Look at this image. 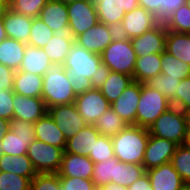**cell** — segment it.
I'll return each mask as SVG.
<instances>
[{
	"label": "cell",
	"instance_id": "cell-9",
	"mask_svg": "<svg viewBox=\"0 0 190 190\" xmlns=\"http://www.w3.org/2000/svg\"><path fill=\"white\" fill-rule=\"evenodd\" d=\"M74 104L83 120L90 125H94L97 119L111 107L98 87L77 95Z\"/></svg>",
	"mask_w": 190,
	"mask_h": 190
},
{
	"label": "cell",
	"instance_id": "cell-58",
	"mask_svg": "<svg viewBox=\"0 0 190 190\" xmlns=\"http://www.w3.org/2000/svg\"><path fill=\"white\" fill-rule=\"evenodd\" d=\"M179 190H190V182H185Z\"/></svg>",
	"mask_w": 190,
	"mask_h": 190
},
{
	"label": "cell",
	"instance_id": "cell-25",
	"mask_svg": "<svg viewBox=\"0 0 190 190\" xmlns=\"http://www.w3.org/2000/svg\"><path fill=\"white\" fill-rule=\"evenodd\" d=\"M34 131L35 139L65 150L64 134L48 112L34 123Z\"/></svg>",
	"mask_w": 190,
	"mask_h": 190
},
{
	"label": "cell",
	"instance_id": "cell-3",
	"mask_svg": "<svg viewBox=\"0 0 190 190\" xmlns=\"http://www.w3.org/2000/svg\"><path fill=\"white\" fill-rule=\"evenodd\" d=\"M41 98L47 108L74 103L76 95L67 78V70L62 64H51L43 75Z\"/></svg>",
	"mask_w": 190,
	"mask_h": 190
},
{
	"label": "cell",
	"instance_id": "cell-40",
	"mask_svg": "<svg viewBox=\"0 0 190 190\" xmlns=\"http://www.w3.org/2000/svg\"><path fill=\"white\" fill-rule=\"evenodd\" d=\"M171 163L184 182H190V149L185 145H178Z\"/></svg>",
	"mask_w": 190,
	"mask_h": 190
},
{
	"label": "cell",
	"instance_id": "cell-41",
	"mask_svg": "<svg viewBox=\"0 0 190 190\" xmlns=\"http://www.w3.org/2000/svg\"><path fill=\"white\" fill-rule=\"evenodd\" d=\"M115 157L113 143L111 137L101 135L93 147V152H90L89 158L94 162H104Z\"/></svg>",
	"mask_w": 190,
	"mask_h": 190
},
{
	"label": "cell",
	"instance_id": "cell-28",
	"mask_svg": "<svg viewBox=\"0 0 190 190\" xmlns=\"http://www.w3.org/2000/svg\"><path fill=\"white\" fill-rule=\"evenodd\" d=\"M51 64L53 63H51L43 48L27 45L19 71L43 76Z\"/></svg>",
	"mask_w": 190,
	"mask_h": 190
},
{
	"label": "cell",
	"instance_id": "cell-34",
	"mask_svg": "<svg viewBox=\"0 0 190 190\" xmlns=\"http://www.w3.org/2000/svg\"><path fill=\"white\" fill-rule=\"evenodd\" d=\"M146 173V169L143 165L124 163L118 161L115 164L114 178L112 182L124 187H129L134 181L139 179Z\"/></svg>",
	"mask_w": 190,
	"mask_h": 190
},
{
	"label": "cell",
	"instance_id": "cell-7",
	"mask_svg": "<svg viewBox=\"0 0 190 190\" xmlns=\"http://www.w3.org/2000/svg\"><path fill=\"white\" fill-rule=\"evenodd\" d=\"M34 139V123L13 118L10 120V130L1 140V150L4 154L12 156L27 154L28 147Z\"/></svg>",
	"mask_w": 190,
	"mask_h": 190
},
{
	"label": "cell",
	"instance_id": "cell-6",
	"mask_svg": "<svg viewBox=\"0 0 190 190\" xmlns=\"http://www.w3.org/2000/svg\"><path fill=\"white\" fill-rule=\"evenodd\" d=\"M100 55L105 70L133 77L137 56L130 39L112 41Z\"/></svg>",
	"mask_w": 190,
	"mask_h": 190
},
{
	"label": "cell",
	"instance_id": "cell-29",
	"mask_svg": "<svg viewBox=\"0 0 190 190\" xmlns=\"http://www.w3.org/2000/svg\"><path fill=\"white\" fill-rule=\"evenodd\" d=\"M27 44L12 38H5L0 42V63L13 69L19 70L24 58Z\"/></svg>",
	"mask_w": 190,
	"mask_h": 190
},
{
	"label": "cell",
	"instance_id": "cell-20",
	"mask_svg": "<svg viewBox=\"0 0 190 190\" xmlns=\"http://www.w3.org/2000/svg\"><path fill=\"white\" fill-rule=\"evenodd\" d=\"M112 42L108 25L98 22L95 26L76 37L75 43L85 50L101 54Z\"/></svg>",
	"mask_w": 190,
	"mask_h": 190
},
{
	"label": "cell",
	"instance_id": "cell-15",
	"mask_svg": "<svg viewBox=\"0 0 190 190\" xmlns=\"http://www.w3.org/2000/svg\"><path fill=\"white\" fill-rule=\"evenodd\" d=\"M160 21L151 12L138 6L128 13H125L122 24L126 29L129 39L141 36L147 30L155 27Z\"/></svg>",
	"mask_w": 190,
	"mask_h": 190
},
{
	"label": "cell",
	"instance_id": "cell-38",
	"mask_svg": "<svg viewBox=\"0 0 190 190\" xmlns=\"http://www.w3.org/2000/svg\"><path fill=\"white\" fill-rule=\"evenodd\" d=\"M118 161L119 160L116 157H113L109 160L106 159L104 162L94 163V170L91 180L97 189L107 183L112 182V178H114L115 164Z\"/></svg>",
	"mask_w": 190,
	"mask_h": 190
},
{
	"label": "cell",
	"instance_id": "cell-32",
	"mask_svg": "<svg viewBox=\"0 0 190 190\" xmlns=\"http://www.w3.org/2000/svg\"><path fill=\"white\" fill-rule=\"evenodd\" d=\"M165 51L190 65V34L167 30Z\"/></svg>",
	"mask_w": 190,
	"mask_h": 190
},
{
	"label": "cell",
	"instance_id": "cell-37",
	"mask_svg": "<svg viewBox=\"0 0 190 190\" xmlns=\"http://www.w3.org/2000/svg\"><path fill=\"white\" fill-rule=\"evenodd\" d=\"M163 23L168 31L190 34V9L186 4L180 6Z\"/></svg>",
	"mask_w": 190,
	"mask_h": 190
},
{
	"label": "cell",
	"instance_id": "cell-14",
	"mask_svg": "<svg viewBox=\"0 0 190 190\" xmlns=\"http://www.w3.org/2000/svg\"><path fill=\"white\" fill-rule=\"evenodd\" d=\"M141 96V83L133 81L119 96L111 103L113 110L128 124L135 125L136 112Z\"/></svg>",
	"mask_w": 190,
	"mask_h": 190
},
{
	"label": "cell",
	"instance_id": "cell-54",
	"mask_svg": "<svg viewBox=\"0 0 190 190\" xmlns=\"http://www.w3.org/2000/svg\"><path fill=\"white\" fill-rule=\"evenodd\" d=\"M97 190H128V187H124V186L115 184L113 182H110L99 187Z\"/></svg>",
	"mask_w": 190,
	"mask_h": 190
},
{
	"label": "cell",
	"instance_id": "cell-5",
	"mask_svg": "<svg viewBox=\"0 0 190 190\" xmlns=\"http://www.w3.org/2000/svg\"><path fill=\"white\" fill-rule=\"evenodd\" d=\"M170 107V101L162 93L141 83L135 125L148 129Z\"/></svg>",
	"mask_w": 190,
	"mask_h": 190
},
{
	"label": "cell",
	"instance_id": "cell-11",
	"mask_svg": "<svg viewBox=\"0 0 190 190\" xmlns=\"http://www.w3.org/2000/svg\"><path fill=\"white\" fill-rule=\"evenodd\" d=\"M167 29L163 22L147 30L144 34L134 37L131 40L137 57L149 54H161L165 51Z\"/></svg>",
	"mask_w": 190,
	"mask_h": 190
},
{
	"label": "cell",
	"instance_id": "cell-31",
	"mask_svg": "<svg viewBox=\"0 0 190 190\" xmlns=\"http://www.w3.org/2000/svg\"><path fill=\"white\" fill-rule=\"evenodd\" d=\"M161 54H149L137 57L133 73V80L139 83L161 74Z\"/></svg>",
	"mask_w": 190,
	"mask_h": 190
},
{
	"label": "cell",
	"instance_id": "cell-18",
	"mask_svg": "<svg viewBox=\"0 0 190 190\" xmlns=\"http://www.w3.org/2000/svg\"><path fill=\"white\" fill-rule=\"evenodd\" d=\"M138 6V0H101L95 5L99 22L107 25L122 22L125 13Z\"/></svg>",
	"mask_w": 190,
	"mask_h": 190
},
{
	"label": "cell",
	"instance_id": "cell-24",
	"mask_svg": "<svg viewBox=\"0 0 190 190\" xmlns=\"http://www.w3.org/2000/svg\"><path fill=\"white\" fill-rule=\"evenodd\" d=\"M133 81V77L130 75L105 70L98 88L111 104Z\"/></svg>",
	"mask_w": 190,
	"mask_h": 190
},
{
	"label": "cell",
	"instance_id": "cell-8",
	"mask_svg": "<svg viewBox=\"0 0 190 190\" xmlns=\"http://www.w3.org/2000/svg\"><path fill=\"white\" fill-rule=\"evenodd\" d=\"M64 150L34 139L29 145L27 156L31 160L37 174L57 173L61 166Z\"/></svg>",
	"mask_w": 190,
	"mask_h": 190
},
{
	"label": "cell",
	"instance_id": "cell-52",
	"mask_svg": "<svg viewBox=\"0 0 190 190\" xmlns=\"http://www.w3.org/2000/svg\"><path fill=\"white\" fill-rule=\"evenodd\" d=\"M128 190H153L150 178L145 173L143 176H141L139 179L134 181L129 187Z\"/></svg>",
	"mask_w": 190,
	"mask_h": 190
},
{
	"label": "cell",
	"instance_id": "cell-43",
	"mask_svg": "<svg viewBox=\"0 0 190 190\" xmlns=\"http://www.w3.org/2000/svg\"><path fill=\"white\" fill-rule=\"evenodd\" d=\"M32 179L0 171V190H30Z\"/></svg>",
	"mask_w": 190,
	"mask_h": 190
},
{
	"label": "cell",
	"instance_id": "cell-44",
	"mask_svg": "<svg viewBox=\"0 0 190 190\" xmlns=\"http://www.w3.org/2000/svg\"><path fill=\"white\" fill-rule=\"evenodd\" d=\"M31 190H62L57 173L36 174L31 180Z\"/></svg>",
	"mask_w": 190,
	"mask_h": 190
},
{
	"label": "cell",
	"instance_id": "cell-55",
	"mask_svg": "<svg viewBox=\"0 0 190 190\" xmlns=\"http://www.w3.org/2000/svg\"><path fill=\"white\" fill-rule=\"evenodd\" d=\"M7 38L2 18L0 17V42Z\"/></svg>",
	"mask_w": 190,
	"mask_h": 190
},
{
	"label": "cell",
	"instance_id": "cell-51",
	"mask_svg": "<svg viewBox=\"0 0 190 190\" xmlns=\"http://www.w3.org/2000/svg\"><path fill=\"white\" fill-rule=\"evenodd\" d=\"M138 4L145 10L153 13L160 21V6L162 0H138Z\"/></svg>",
	"mask_w": 190,
	"mask_h": 190
},
{
	"label": "cell",
	"instance_id": "cell-22",
	"mask_svg": "<svg viewBox=\"0 0 190 190\" xmlns=\"http://www.w3.org/2000/svg\"><path fill=\"white\" fill-rule=\"evenodd\" d=\"M6 35L27 44L29 42L31 25L33 18L13 12L11 9H6L1 17Z\"/></svg>",
	"mask_w": 190,
	"mask_h": 190
},
{
	"label": "cell",
	"instance_id": "cell-53",
	"mask_svg": "<svg viewBox=\"0 0 190 190\" xmlns=\"http://www.w3.org/2000/svg\"><path fill=\"white\" fill-rule=\"evenodd\" d=\"M9 130H10V121L4 118H0V141Z\"/></svg>",
	"mask_w": 190,
	"mask_h": 190
},
{
	"label": "cell",
	"instance_id": "cell-1",
	"mask_svg": "<svg viewBox=\"0 0 190 190\" xmlns=\"http://www.w3.org/2000/svg\"><path fill=\"white\" fill-rule=\"evenodd\" d=\"M63 67L76 96L98 87L105 71L100 54L89 52L75 42Z\"/></svg>",
	"mask_w": 190,
	"mask_h": 190
},
{
	"label": "cell",
	"instance_id": "cell-12",
	"mask_svg": "<svg viewBox=\"0 0 190 190\" xmlns=\"http://www.w3.org/2000/svg\"><path fill=\"white\" fill-rule=\"evenodd\" d=\"M48 113L63 132L66 140L77 134L87 125L77 111L74 103L50 107L48 108Z\"/></svg>",
	"mask_w": 190,
	"mask_h": 190
},
{
	"label": "cell",
	"instance_id": "cell-36",
	"mask_svg": "<svg viewBox=\"0 0 190 190\" xmlns=\"http://www.w3.org/2000/svg\"><path fill=\"white\" fill-rule=\"evenodd\" d=\"M180 81L181 80L177 78L166 77L165 74L161 73L155 77L149 78L144 83L148 87L162 93L170 101L171 105L175 107V93L177 92V88L180 85Z\"/></svg>",
	"mask_w": 190,
	"mask_h": 190
},
{
	"label": "cell",
	"instance_id": "cell-27",
	"mask_svg": "<svg viewBox=\"0 0 190 190\" xmlns=\"http://www.w3.org/2000/svg\"><path fill=\"white\" fill-rule=\"evenodd\" d=\"M43 76L29 72L15 71L13 92L20 96L41 98Z\"/></svg>",
	"mask_w": 190,
	"mask_h": 190
},
{
	"label": "cell",
	"instance_id": "cell-50",
	"mask_svg": "<svg viewBox=\"0 0 190 190\" xmlns=\"http://www.w3.org/2000/svg\"><path fill=\"white\" fill-rule=\"evenodd\" d=\"M108 29L110 32V36L112 41H126L129 40V37L126 33V29L124 28L122 22H117L108 25Z\"/></svg>",
	"mask_w": 190,
	"mask_h": 190
},
{
	"label": "cell",
	"instance_id": "cell-42",
	"mask_svg": "<svg viewBox=\"0 0 190 190\" xmlns=\"http://www.w3.org/2000/svg\"><path fill=\"white\" fill-rule=\"evenodd\" d=\"M48 1L49 0H12L9 9L18 14L36 18Z\"/></svg>",
	"mask_w": 190,
	"mask_h": 190
},
{
	"label": "cell",
	"instance_id": "cell-30",
	"mask_svg": "<svg viewBox=\"0 0 190 190\" xmlns=\"http://www.w3.org/2000/svg\"><path fill=\"white\" fill-rule=\"evenodd\" d=\"M0 171L11 172L27 178H33L37 174L27 154L20 156L2 154L0 156Z\"/></svg>",
	"mask_w": 190,
	"mask_h": 190
},
{
	"label": "cell",
	"instance_id": "cell-61",
	"mask_svg": "<svg viewBox=\"0 0 190 190\" xmlns=\"http://www.w3.org/2000/svg\"><path fill=\"white\" fill-rule=\"evenodd\" d=\"M5 10H6V8L2 4H0V17L3 16Z\"/></svg>",
	"mask_w": 190,
	"mask_h": 190
},
{
	"label": "cell",
	"instance_id": "cell-13",
	"mask_svg": "<svg viewBox=\"0 0 190 190\" xmlns=\"http://www.w3.org/2000/svg\"><path fill=\"white\" fill-rule=\"evenodd\" d=\"M178 144L149 134L142 165L146 170L171 162Z\"/></svg>",
	"mask_w": 190,
	"mask_h": 190
},
{
	"label": "cell",
	"instance_id": "cell-17",
	"mask_svg": "<svg viewBox=\"0 0 190 190\" xmlns=\"http://www.w3.org/2000/svg\"><path fill=\"white\" fill-rule=\"evenodd\" d=\"M47 112L48 108L42 98L14 95L13 118L35 123Z\"/></svg>",
	"mask_w": 190,
	"mask_h": 190
},
{
	"label": "cell",
	"instance_id": "cell-2",
	"mask_svg": "<svg viewBox=\"0 0 190 190\" xmlns=\"http://www.w3.org/2000/svg\"><path fill=\"white\" fill-rule=\"evenodd\" d=\"M115 157L124 163L142 165L149 140V130L137 125H128L111 137Z\"/></svg>",
	"mask_w": 190,
	"mask_h": 190
},
{
	"label": "cell",
	"instance_id": "cell-21",
	"mask_svg": "<svg viewBox=\"0 0 190 190\" xmlns=\"http://www.w3.org/2000/svg\"><path fill=\"white\" fill-rule=\"evenodd\" d=\"M153 190H179L185 183L171 162L146 170Z\"/></svg>",
	"mask_w": 190,
	"mask_h": 190
},
{
	"label": "cell",
	"instance_id": "cell-33",
	"mask_svg": "<svg viewBox=\"0 0 190 190\" xmlns=\"http://www.w3.org/2000/svg\"><path fill=\"white\" fill-rule=\"evenodd\" d=\"M95 128L99 131L100 135L113 137L120 131L124 130L128 124L109 107L94 123Z\"/></svg>",
	"mask_w": 190,
	"mask_h": 190
},
{
	"label": "cell",
	"instance_id": "cell-46",
	"mask_svg": "<svg viewBox=\"0 0 190 190\" xmlns=\"http://www.w3.org/2000/svg\"><path fill=\"white\" fill-rule=\"evenodd\" d=\"M175 107L182 111L190 107V77L180 81L175 93Z\"/></svg>",
	"mask_w": 190,
	"mask_h": 190
},
{
	"label": "cell",
	"instance_id": "cell-4",
	"mask_svg": "<svg viewBox=\"0 0 190 190\" xmlns=\"http://www.w3.org/2000/svg\"><path fill=\"white\" fill-rule=\"evenodd\" d=\"M148 130L150 135L171 140L178 145L185 143L189 131L184 112L173 106L161 114Z\"/></svg>",
	"mask_w": 190,
	"mask_h": 190
},
{
	"label": "cell",
	"instance_id": "cell-59",
	"mask_svg": "<svg viewBox=\"0 0 190 190\" xmlns=\"http://www.w3.org/2000/svg\"><path fill=\"white\" fill-rule=\"evenodd\" d=\"M184 144L190 149V131H188V135Z\"/></svg>",
	"mask_w": 190,
	"mask_h": 190
},
{
	"label": "cell",
	"instance_id": "cell-39",
	"mask_svg": "<svg viewBox=\"0 0 190 190\" xmlns=\"http://www.w3.org/2000/svg\"><path fill=\"white\" fill-rule=\"evenodd\" d=\"M54 32L38 17L33 18L27 45L43 48L52 39Z\"/></svg>",
	"mask_w": 190,
	"mask_h": 190
},
{
	"label": "cell",
	"instance_id": "cell-56",
	"mask_svg": "<svg viewBox=\"0 0 190 190\" xmlns=\"http://www.w3.org/2000/svg\"><path fill=\"white\" fill-rule=\"evenodd\" d=\"M184 115H185V120H186V124H187V128L190 131V107L183 110Z\"/></svg>",
	"mask_w": 190,
	"mask_h": 190
},
{
	"label": "cell",
	"instance_id": "cell-23",
	"mask_svg": "<svg viewBox=\"0 0 190 190\" xmlns=\"http://www.w3.org/2000/svg\"><path fill=\"white\" fill-rule=\"evenodd\" d=\"M100 136L94 125L87 124L77 134L66 140L64 152L89 157L90 152H93L95 142Z\"/></svg>",
	"mask_w": 190,
	"mask_h": 190
},
{
	"label": "cell",
	"instance_id": "cell-63",
	"mask_svg": "<svg viewBox=\"0 0 190 190\" xmlns=\"http://www.w3.org/2000/svg\"><path fill=\"white\" fill-rule=\"evenodd\" d=\"M186 5H187L188 8L190 9V0H186Z\"/></svg>",
	"mask_w": 190,
	"mask_h": 190
},
{
	"label": "cell",
	"instance_id": "cell-62",
	"mask_svg": "<svg viewBox=\"0 0 190 190\" xmlns=\"http://www.w3.org/2000/svg\"><path fill=\"white\" fill-rule=\"evenodd\" d=\"M92 2V4L95 6L96 4H98L99 2H101V0H90Z\"/></svg>",
	"mask_w": 190,
	"mask_h": 190
},
{
	"label": "cell",
	"instance_id": "cell-19",
	"mask_svg": "<svg viewBox=\"0 0 190 190\" xmlns=\"http://www.w3.org/2000/svg\"><path fill=\"white\" fill-rule=\"evenodd\" d=\"M93 170L94 162L89 157L64 152L57 174L59 177L91 179Z\"/></svg>",
	"mask_w": 190,
	"mask_h": 190
},
{
	"label": "cell",
	"instance_id": "cell-64",
	"mask_svg": "<svg viewBox=\"0 0 190 190\" xmlns=\"http://www.w3.org/2000/svg\"><path fill=\"white\" fill-rule=\"evenodd\" d=\"M2 154H4V151L1 150V141H0V156H1Z\"/></svg>",
	"mask_w": 190,
	"mask_h": 190
},
{
	"label": "cell",
	"instance_id": "cell-57",
	"mask_svg": "<svg viewBox=\"0 0 190 190\" xmlns=\"http://www.w3.org/2000/svg\"><path fill=\"white\" fill-rule=\"evenodd\" d=\"M12 0H0V4H2L6 9H9L11 6Z\"/></svg>",
	"mask_w": 190,
	"mask_h": 190
},
{
	"label": "cell",
	"instance_id": "cell-48",
	"mask_svg": "<svg viewBox=\"0 0 190 190\" xmlns=\"http://www.w3.org/2000/svg\"><path fill=\"white\" fill-rule=\"evenodd\" d=\"M15 71L0 63V91L12 90Z\"/></svg>",
	"mask_w": 190,
	"mask_h": 190
},
{
	"label": "cell",
	"instance_id": "cell-16",
	"mask_svg": "<svg viewBox=\"0 0 190 190\" xmlns=\"http://www.w3.org/2000/svg\"><path fill=\"white\" fill-rule=\"evenodd\" d=\"M67 5L56 0H49L41 9L38 18L53 32H73L69 26Z\"/></svg>",
	"mask_w": 190,
	"mask_h": 190
},
{
	"label": "cell",
	"instance_id": "cell-60",
	"mask_svg": "<svg viewBox=\"0 0 190 190\" xmlns=\"http://www.w3.org/2000/svg\"><path fill=\"white\" fill-rule=\"evenodd\" d=\"M56 1H59V2H62L63 4L68 5V4L76 2L78 0H56Z\"/></svg>",
	"mask_w": 190,
	"mask_h": 190
},
{
	"label": "cell",
	"instance_id": "cell-10",
	"mask_svg": "<svg viewBox=\"0 0 190 190\" xmlns=\"http://www.w3.org/2000/svg\"><path fill=\"white\" fill-rule=\"evenodd\" d=\"M69 26L75 38L86 32L98 22L96 7L90 0H78L67 5Z\"/></svg>",
	"mask_w": 190,
	"mask_h": 190
},
{
	"label": "cell",
	"instance_id": "cell-35",
	"mask_svg": "<svg viewBox=\"0 0 190 190\" xmlns=\"http://www.w3.org/2000/svg\"><path fill=\"white\" fill-rule=\"evenodd\" d=\"M161 73L179 80L190 77V65L176 59L168 52L161 53Z\"/></svg>",
	"mask_w": 190,
	"mask_h": 190
},
{
	"label": "cell",
	"instance_id": "cell-26",
	"mask_svg": "<svg viewBox=\"0 0 190 190\" xmlns=\"http://www.w3.org/2000/svg\"><path fill=\"white\" fill-rule=\"evenodd\" d=\"M75 41L73 32H54L52 39L43 47V50L51 63L63 65Z\"/></svg>",
	"mask_w": 190,
	"mask_h": 190
},
{
	"label": "cell",
	"instance_id": "cell-49",
	"mask_svg": "<svg viewBox=\"0 0 190 190\" xmlns=\"http://www.w3.org/2000/svg\"><path fill=\"white\" fill-rule=\"evenodd\" d=\"M186 4V0H162L160 6V22H163L180 6Z\"/></svg>",
	"mask_w": 190,
	"mask_h": 190
},
{
	"label": "cell",
	"instance_id": "cell-47",
	"mask_svg": "<svg viewBox=\"0 0 190 190\" xmlns=\"http://www.w3.org/2000/svg\"><path fill=\"white\" fill-rule=\"evenodd\" d=\"M13 90L0 91V118L13 119Z\"/></svg>",
	"mask_w": 190,
	"mask_h": 190
},
{
	"label": "cell",
	"instance_id": "cell-45",
	"mask_svg": "<svg viewBox=\"0 0 190 190\" xmlns=\"http://www.w3.org/2000/svg\"><path fill=\"white\" fill-rule=\"evenodd\" d=\"M62 190H97L91 179L59 177Z\"/></svg>",
	"mask_w": 190,
	"mask_h": 190
}]
</instances>
